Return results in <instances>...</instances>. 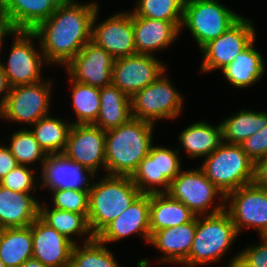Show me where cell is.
<instances>
[{
	"label": "cell",
	"mask_w": 267,
	"mask_h": 267,
	"mask_svg": "<svg viewBox=\"0 0 267 267\" xmlns=\"http://www.w3.org/2000/svg\"><path fill=\"white\" fill-rule=\"evenodd\" d=\"M196 228L197 216L185 224L155 231L150 236L149 244L163 252L157 261L161 264H182L189 256Z\"/></svg>",
	"instance_id": "7402d4cb"
},
{
	"label": "cell",
	"mask_w": 267,
	"mask_h": 267,
	"mask_svg": "<svg viewBox=\"0 0 267 267\" xmlns=\"http://www.w3.org/2000/svg\"><path fill=\"white\" fill-rule=\"evenodd\" d=\"M254 183L267 189V157L259 159L255 163Z\"/></svg>",
	"instance_id": "7bdbcfd3"
},
{
	"label": "cell",
	"mask_w": 267,
	"mask_h": 267,
	"mask_svg": "<svg viewBox=\"0 0 267 267\" xmlns=\"http://www.w3.org/2000/svg\"><path fill=\"white\" fill-rule=\"evenodd\" d=\"M167 193L182 202L196 216L212 215L225 209L226 196L206 177L201 168L181 170L171 181ZM218 197L220 202L214 206Z\"/></svg>",
	"instance_id": "9c48e42d"
},
{
	"label": "cell",
	"mask_w": 267,
	"mask_h": 267,
	"mask_svg": "<svg viewBox=\"0 0 267 267\" xmlns=\"http://www.w3.org/2000/svg\"><path fill=\"white\" fill-rule=\"evenodd\" d=\"M177 139L188 158H205L223 143L222 127L220 122L213 126L200 120L183 128Z\"/></svg>",
	"instance_id": "d4e9b609"
},
{
	"label": "cell",
	"mask_w": 267,
	"mask_h": 267,
	"mask_svg": "<svg viewBox=\"0 0 267 267\" xmlns=\"http://www.w3.org/2000/svg\"><path fill=\"white\" fill-rule=\"evenodd\" d=\"M32 169H30V166L18 165L0 180V185L22 193H32L33 191L32 194L34 195V192H37L36 189L40 180L35 177L34 173L36 172Z\"/></svg>",
	"instance_id": "74e56055"
},
{
	"label": "cell",
	"mask_w": 267,
	"mask_h": 267,
	"mask_svg": "<svg viewBox=\"0 0 267 267\" xmlns=\"http://www.w3.org/2000/svg\"><path fill=\"white\" fill-rule=\"evenodd\" d=\"M239 234L228 212L197 216L195 238L184 267L218 264L235 242Z\"/></svg>",
	"instance_id": "277c9868"
},
{
	"label": "cell",
	"mask_w": 267,
	"mask_h": 267,
	"mask_svg": "<svg viewBox=\"0 0 267 267\" xmlns=\"http://www.w3.org/2000/svg\"><path fill=\"white\" fill-rule=\"evenodd\" d=\"M253 21L243 15L221 36L207 43L201 50L200 72L222 70L256 39Z\"/></svg>",
	"instance_id": "4fadbf2b"
},
{
	"label": "cell",
	"mask_w": 267,
	"mask_h": 267,
	"mask_svg": "<svg viewBox=\"0 0 267 267\" xmlns=\"http://www.w3.org/2000/svg\"><path fill=\"white\" fill-rule=\"evenodd\" d=\"M52 194L53 208L88 214L89 190H74L71 188L49 190Z\"/></svg>",
	"instance_id": "8d00e7d4"
},
{
	"label": "cell",
	"mask_w": 267,
	"mask_h": 267,
	"mask_svg": "<svg viewBox=\"0 0 267 267\" xmlns=\"http://www.w3.org/2000/svg\"><path fill=\"white\" fill-rule=\"evenodd\" d=\"M8 60L0 66L10 87L34 84L43 79V68L47 64L37 35L33 31L16 30L13 34ZM36 39V40H35ZM34 41L39 44L37 48Z\"/></svg>",
	"instance_id": "ba28073f"
},
{
	"label": "cell",
	"mask_w": 267,
	"mask_h": 267,
	"mask_svg": "<svg viewBox=\"0 0 267 267\" xmlns=\"http://www.w3.org/2000/svg\"><path fill=\"white\" fill-rule=\"evenodd\" d=\"M53 82L49 79L10 88L0 119L28 126L50 113Z\"/></svg>",
	"instance_id": "8fae6325"
},
{
	"label": "cell",
	"mask_w": 267,
	"mask_h": 267,
	"mask_svg": "<svg viewBox=\"0 0 267 267\" xmlns=\"http://www.w3.org/2000/svg\"><path fill=\"white\" fill-rule=\"evenodd\" d=\"M113 63L114 58L105 49L89 41L65 70L76 82L103 88L112 84Z\"/></svg>",
	"instance_id": "e0dca14e"
},
{
	"label": "cell",
	"mask_w": 267,
	"mask_h": 267,
	"mask_svg": "<svg viewBox=\"0 0 267 267\" xmlns=\"http://www.w3.org/2000/svg\"><path fill=\"white\" fill-rule=\"evenodd\" d=\"M154 128V124L132 117L127 123L105 131L106 174L131 177L149 154Z\"/></svg>",
	"instance_id": "7a4b0ae2"
},
{
	"label": "cell",
	"mask_w": 267,
	"mask_h": 267,
	"mask_svg": "<svg viewBox=\"0 0 267 267\" xmlns=\"http://www.w3.org/2000/svg\"><path fill=\"white\" fill-rule=\"evenodd\" d=\"M167 66L155 55L135 54L114 59L112 84L130 98L153 83Z\"/></svg>",
	"instance_id": "2e32d148"
},
{
	"label": "cell",
	"mask_w": 267,
	"mask_h": 267,
	"mask_svg": "<svg viewBox=\"0 0 267 267\" xmlns=\"http://www.w3.org/2000/svg\"><path fill=\"white\" fill-rule=\"evenodd\" d=\"M18 166L7 146L0 143V180Z\"/></svg>",
	"instance_id": "60d3db41"
},
{
	"label": "cell",
	"mask_w": 267,
	"mask_h": 267,
	"mask_svg": "<svg viewBox=\"0 0 267 267\" xmlns=\"http://www.w3.org/2000/svg\"><path fill=\"white\" fill-rule=\"evenodd\" d=\"M106 132L94 124H72L64 152L66 158L90 170L106 174Z\"/></svg>",
	"instance_id": "5bb4252c"
},
{
	"label": "cell",
	"mask_w": 267,
	"mask_h": 267,
	"mask_svg": "<svg viewBox=\"0 0 267 267\" xmlns=\"http://www.w3.org/2000/svg\"><path fill=\"white\" fill-rule=\"evenodd\" d=\"M59 0H0L16 30L33 31L57 9Z\"/></svg>",
	"instance_id": "cb8c5ba5"
},
{
	"label": "cell",
	"mask_w": 267,
	"mask_h": 267,
	"mask_svg": "<svg viewBox=\"0 0 267 267\" xmlns=\"http://www.w3.org/2000/svg\"><path fill=\"white\" fill-rule=\"evenodd\" d=\"M99 10L93 17L91 41L105 49L114 59L137 54L132 12L119 11L98 23Z\"/></svg>",
	"instance_id": "9a60e30c"
},
{
	"label": "cell",
	"mask_w": 267,
	"mask_h": 267,
	"mask_svg": "<svg viewBox=\"0 0 267 267\" xmlns=\"http://www.w3.org/2000/svg\"><path fill=\"white\" fill-rule=\"evenodd\" d=\"M71 97L76 121L72 124H94L100 110V88L76 82L70 77Z\"/></svg>",
	"instance_id": "d6a6232c"
},
{
	"label": "cell",
	"mask_w": 267,
	"mask_h": 267,
	"mask_svg": "<svg viewBox=\"0 0 267 267\" xmlns=\"http://www.w3.org/2000/svg\"><path fill=\"white\" fill-rule=\"evenodd\" d=\"M180 148L171 149L152 144L149 154L131 175L132 182L144 194L167 193L181 167Z\"/></svg>",
	"instance_id": "30bf717a"
},
{
	"label": "cell",
	"mask_w": 267,
	"mask_h": 267,
	"mask_svg": "<svg viewBox=\"0 0 267 267\" xmlns=\"http://www.w3.org/2000/svg\"><path fill=\"white\" fill-rule=\"evenodd\" d=\"M32 252L31 225L0 229V258L6 267H20Z\"/></svg>",
	"instance_id": "f546056e"
},
{
	"label": "cell",
	"mask_w": 267,
	"mask_h": 267,
	"mask_svg": "<svg viewBox=\"0 0 267 267\" xmlns=\"http://www.w3.org/2000/svg\"><path fill=\"white\" fill-rule=\"evenodd\" d=\"M0 267H6L0 258Z\"/></svg>",
	"instance_id": "bcb514c9"
},
{
	"label": "cell",
	"mask_w": 267,
	"mask_h": 267,
	"mask_svg": "<svg viewBox=\"0 0 267 267\" xmlns=\"http://www.w3.org/2000/svg\"><path fill=\"white\" fill-rule=\"evenodd\" d=\"M40 174L39 187L49 190H90L91 183L96 178L90 170L69 160L63 154L48 155Z\"/></svg>",
	"instance_id": "d6986e66"
},
{
	"label": "cell",
	"mask_w": 267,
	"mask_h": 267,
	"mask_svg": "<svg viewBox=\"0 0 267 267\" xmlns=\"http://www.w3.org/2000/svg\"><path fill=\"white\" fill-rule=\"evenodd\" d=\"M150 194L141 193L132 204L118 217L111 221L96 238L109 244L117 242L130 235H139L144 241L150 240Z\"/></svg>",
	"instance_id": "ac0fdd59"
},
{
	"label": "cell",
	"mask_w": 267,
	"mask_h": 267,
	"mask_svg": "<svg viewBox=\"0 0 267 267\" xmlns=\"http://www.w3.org/2000/svg\"><path fill=\"white\" fill-rule=\"evenodd\" d=\"M20 267H46L39 260L30 258L26 260Z\"/></svg>",
	"instance_id": "f6af8a7d"
},
{
	"label": "cell",
	"mask_w": 267,
	"mask_h": 267,
	"mask_svg": "<svg viewBox=\"0 0 267 267\" xmlns=\"http://www.w3.org/2000/svg\"><path fill=\"white\" fill-rule=\"evenodd\" d=\"M50 206L49 203L40 201L39 217L75 245L81 241V238L85 239L83 243L95 238L88 224V214L64 211Z\"/></svg>",
	"instance_id": "4316f807"
},
{
	"label": "cell",
	"mask_w": 267,
	"mask_h": 267,
	"mask_svg": "<svg viewBox=\"0 0 267 267\" xmlns=\"http://www.w3.org/2000/svg\"><path fill=\"white\" fill-rule=\"evenodd\" d=\"M240 146L254 163L267 157V126L245 139Z\"/></svg>",
	"instance_id": "ab89813d"
},
{
	"label": "cell",
	"mask_w": 267,
	"mask_h": 267,
	"mask_svg": "<svg viewBox=\"0 0 267 267\" xmlns=\"http://www.w3.org/2000/svg\"><path fill=\"white\" fill-rule=\"evenodd\" d=\"M131 11L135 16L182 22L185 0H135Z\"/></svg>",
	"instance_id": "d590c367"
},
{
	"label": "cell",
	"mask_w": 267,
	"mask_h": 267,
	"mask_svg": "<svg viewBox=\"0 0 267 267\" xmlns=\"http://www.w3.org/2000/svg\"><path fill=\"white\" fill-rule=\"evenodd\" d=\"M204 159L200 168L225 196L254 182L255 163L240 145L223 142Z\"/></svg>",
	"instance_id": "5b68a950"
},
{
	"label": "cell",
	"mask_w": 267,
	"mask_h": 267,
	"mask_svg": "<svg viewBox=\"0 0 267 267\" xmlns=\"http://www.w3.org/2000/svg\"><path fill=\"white\" fill-rule=\"evenodd\" d=\"M259 239V245L246 246L229 260L226 267H267V237L259 236Z\"/></svg>",
	"instance_id": "f35d334b"
},
{
	"label": "cell",
	"mask_w": 267,
	"mask_h": 267,
	"mask_svg": "<svg viewBox=\"0 0 267 267\" xmlns=\"http://www.w3.org/2000/svg\"><path fill=\"white\" fill-rule=\"evenodd\" d=\"M256 39L221 72L230 85L236 88H248L256 85L266 71V59L255 48Z\"/></svg>",
	"instance_id": "484cf974"
},
{
	"label": "cell",
	"mask_w": 267,
	"mask_h": 267,
	"mask_svg": "<svg viewBox=\"0 0 267 267\" xmlns=\"http://www.w3.org/2000/svg\"><path fill=\"white\" fill-rule=\"evenodd\" d=\"M223 142L240 145L242 142L267 126V111L256 112L240 109L220 122Z\"/></svg>",
	"instance_id": "4dcf8cb0"
},
{
	"label": "cell",
	"mask_w": 267,
	"mask_h": 267,
	"mask_svg": "<svg viewBox=\"0 0 267 267\" xmlns=\"http://www.w3.org/2000/svg\"><path fill=\"white\" fill-rule=\"evenodd\" d=\"M31 126L30 131L47 155L64 152L72 126L70 121L61 120L49 114Z\"/></svg>",
	"instance_id": "1f68e13d"
},
{
	"label": "cell",
	"mask_w": 267,
	"mask_h": 267,
	"mask_svg": "<svg viewBox=\"0 0 267 267\" xmlns=\"http://www.w3.org/2000/svg\"><path fill=\"white\" fill-rule=\"evenodd\" d=\"M196 215L168 193L150 194V234L190 222Z\"/></svg>",
	"instance_id": "83f0119b"
},
{
	"label": "cell",
	"mask_w": 267,
	"mask_h": 267,
	"mask_svg": "<svg viewBox=\"0 0 267 267\" xmlns=\"http://www.w3.org/2000/svg\"><path fill=\"white\" fill-rule=\"evenodd\" d=\"M28 128H19L16 132L14 131L11 134L10 140H8L10 143H8L7 148L15 157L18 165L34 166V163L40 162V168L42 169L48 155Z\"/></svg>",
	"instance_id": "e575fe53"
},
{
	"label": "cell",
	"mask_w": 267,
	"mask_h": 267,
	"mask_svg": "<svg viewBox=\"0 0 267 267\" xmlns=\"http://www.w3.org/2000/svg\"><path fill=\"white\" fill-rule=\"evenodd\" d=\"M103 175L89 190L87 219L95 237L141 194L131 177Z\"/></svg>",
	"instance_id": "3957f363"
},
{
	"label": "cell",
	"mask_w": 267,
	"mask_h": 267,
	"mask_svg": "<svg viewBox=\"0 0 267 267\" xmlns=\"http://www.w3.org/2000/svg\"><path fill=\"white\" fill-rule=\"evenodd\" d=\"M61 2L55 12L33 32L48 65L65 66L91 41L92 21L98 2Z\"/></svg>",
	"instance_id": "6da1fadb"
},
{
	"label": "cell",
	"mask_w": 267,
	"mask_h": 267,
	"mask_svg": "<svg viewBox=\"0 0 267 267\" xmlns=\"http://www.w3.org/2000/svg\"><path fill=\"white\" fill-rule=\"evenodd\" d=\"M10 88L11 87L7 81V77L0 66V112L3 108L5 100L7 99L8 93L10 92Z\"/></svg>",
	"instance_id": "ee69618b"
},
{
	"label": "cell",
	"mask_w": 267,
	"mask_h": 267,
	"mask_svg": "<svg viewBox=\"0 0 267 267\" xmlns=\"http://www.w3.org/2000/svg\"><path fill=\"white\" fill-rule=\"evenodd\" d=\"M131 118L129 96L113 84L100 88V110L94 125L107 131L127 123Z\"/></svg>",
	"instance_id": "f1b7e54d"
},
{
	"label": "cell",
	"mask_w": 267,
	"mask_h": 267,
	"mask_svg": "<svg viewBox=\"0 0 267 267\" xmlns=\"http://www.w3.org/2000/svg\"><path fill=\"white\" fill-rule=\"evenodd\" d=\"M32 258L46 267H70L74 243L50 227L39 216L31 224Z\"/></svg>",
	"instance_id": "ffe728a7"
},
{
	"label": "cell",
	"mask_w": 267,
	"mask_h": 267,
	"mask_svg": "<svg viewBox=\"0 0 267 267\" xmlns=\"http://www.w3.org/2000/svg\"><path fill=\"white\" fill-rule=\"evenodd\" d=\"M165 75L164 71L153 83L130 98L133 118L155 125L158 120L176 119L181 114L184 105L182 93Z\"/></svg>",
	"instance_id": "52a82bcc"
},
{
	"label": "cell",
	"mask_w": 267,
	"mask_h": 267,
	"mask_svg": "<svg viewBox=\"0 0 267 267\" xmlns=\"http://www.w3.org/2000/svg\"><path fill=\"white\" fill-rule=\"evenodd\" d=\"M81 244V245H80ZM82 246V247H81ZM70 267H121L113 252L96 237L74 245Z\"/></svg>",
	"instance_id": "836d02e7"
},
{
	"label": "cell",
	"mask_w": 267,
	"mask_h": 267,
	"mask_svg": "<svg viewBox=\"0 0 267 267\" xmlns=\"http://www.w3.org/2000/svg\"><path fill=\"white\" fill-rule=\"evenodd\" d=\"M15 32L16 29L13 27L10 18L0 7V55H1V50L4 48L3 44L5 38H7L9 35L12 37Z\"/></svg>",
	"instance_id": "b9f144b4"
},
{
	"label": "cell",
	"mask_w": 267,
	"mask_h": 267,
	"mask_svg": "<svg viewBox=\"0 0 267 267\" xmlns=\"http://www.w3.org/2000/svg\"><path fill=\"white\" fill-rule=\"evenodd\" d=\"M241 16L218 0H185L180 32L187 28L201 50Z\"/></svg>",
	"instance_id": "8992f818"
},
{
	"label": "cell",
	"mask_w": 267,
	"mask_h": 267,
	"mask_svg": "<svg viewBox=\"0 0 267 267\" xmlns=\"http://www.w3.org/2000/svg\"><path fill=\"white\" fill-rule=\"evenodd\" d=\"M182 22H169L132 13V27L137 54L155 55L169 48L178 39Z\"/></svg>",
	"instance_id": "44dd1931"
},
{
	"label": "cell",
	"mask_w": 267,
	"mask_h": 267,
	"mask_svg": "<svg viewBox=\"0 0 267 267\" xmlns=\"http://www.w3.org/2000/svg\"><path fill=\"white\" fill-rule=\"evenodd\" d=\"M225 210L240 236L243 229H256L259 236L267 235V189L254 182L229 192Z\"/></svg>",
	"instance_id": "7c38bea8"
},
{
	"label": "cell",
	"mask_w": 267,
	"mask_h": 267,
	"mask_svg": "<svg viewBox=\"0 0 267 267\" xmlns=\"http://www.w3.org/2000/svg\"><path fill=\"white\" fill-rule=\"evenodd\" d=\"M38 198L0 185V229L30 226L39 216Z\"/></svg>",
	"instance_id": "603a6c76"
}]
</instances>
